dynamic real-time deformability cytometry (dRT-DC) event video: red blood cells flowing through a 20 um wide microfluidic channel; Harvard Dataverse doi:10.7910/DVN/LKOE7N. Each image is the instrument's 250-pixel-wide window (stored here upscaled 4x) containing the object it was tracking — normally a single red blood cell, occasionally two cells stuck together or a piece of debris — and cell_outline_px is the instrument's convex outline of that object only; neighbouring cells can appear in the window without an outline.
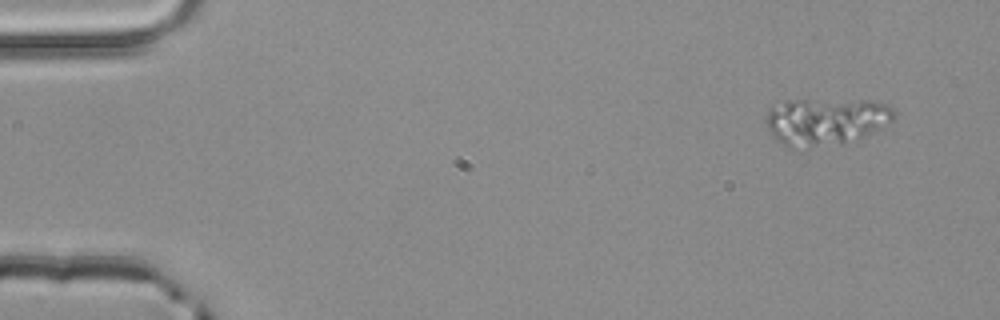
{"species": "common noctule bat (a hibernating species)", "species_latin": "Nyctalus noctula", "temperature_condition": "room temperature", "stored_images_in_passage": 4, "segment_of_instrument_passage": [1, 2], "camera_frame_rate_fps": 3000, "um_per_image_px": 0.085, "animal": {"sex": "male", "body_mass_g": 20.4}, "frame": {"image": 1, "passage_image": 1, "time_ms": 0.0, "image_size_px": [1000, 320], "cell_outline_px": [[896, 116], [892, 120], [860, 136], [840, 144], [792, 148], [788, 148], [768, 128], [764, 120], [768, 108], [784, 100], [868, 100], [888, 104], [896, 112]], "centroid_in_image_um": [70.14, 10.27], "position_along_channel_um": 14.9, "area_um2": 34.68}}